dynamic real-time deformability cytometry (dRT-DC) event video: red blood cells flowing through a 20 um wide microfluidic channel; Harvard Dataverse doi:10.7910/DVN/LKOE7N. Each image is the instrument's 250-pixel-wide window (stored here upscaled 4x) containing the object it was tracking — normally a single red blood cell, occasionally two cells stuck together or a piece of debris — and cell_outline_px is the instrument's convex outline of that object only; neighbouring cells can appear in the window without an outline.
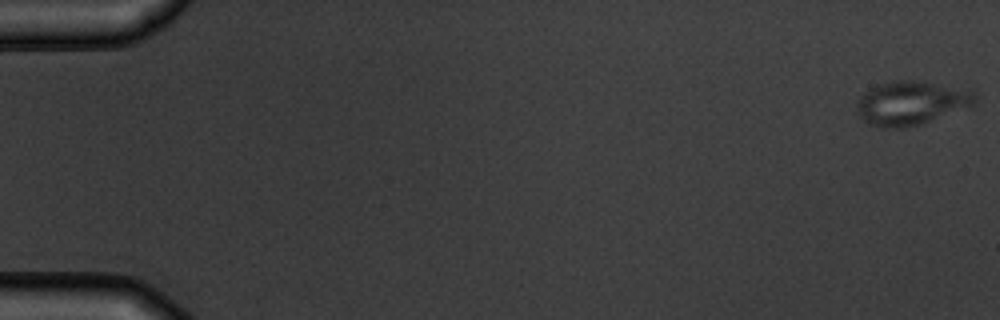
{"species": "common noctule bat (a hibernating species)", "species_latin": "Nyctalus noctula", "temperature_condition": "warm", "stored_images_in_passage": 7, "camera_frame_rate_fps": 3000, "um_per_image_px": 0.085, "animal": {"sex": "male", "body_mass_g": 19.5, "forearm_length_mm": 54.6}, "frame": {"image": 1, "passage_image": 1, "time_ms": 0.0, "image_size_px": [1000, 320], "cell_outline_px": [[976, 100], [968, 108], [920, 124], [904, 128], [884, 128], [872, 124], [864, 120], [856, 112], [856, 104], [860, 96], [872, 88], [880, 84], [896, 80], [912, 80], [972, 92], [976, 96]], "centroid_in_image_um": [77.39, 8.79], "position_along_channel_um": 7.6, "area_um2": 29.42}}